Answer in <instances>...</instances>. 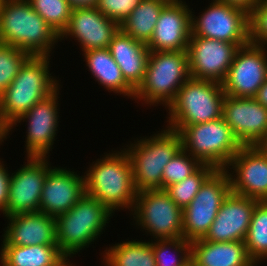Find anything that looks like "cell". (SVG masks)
<instances>
[{"instance_id": "cell-20", "label": "cell", "mask_w": 267, "mask_h": 266, "mask_svg": "<svg viewBox=\"0 0 267 266\" xmlns=\"http://www.w3.org/2000/svg\"><path fill=\"white\" fill-rule=\"evenodd\" d=\"M258 200L230 192L203 238L211 242L245 241Z\"/></svg>"}, {"instance_id": "cell-34", "label": "cell", "mask_w": 267, "mask_h": 266, "mask_svg": "<svg viewBox=\"0 0 267 266\" xmlns=\"http://www.w3.org/2000/svg\"><path fill=\"white\" fill-rule=\"evenodd\" d=\"M30 55L21 49L0 43V95L14 80Z\"/></svg>"}, {"instance_id": "cell-27", "label": "cell", "mask_w": 267, "mask_h": 266, "mask_svg": "<svg viewBox=\"0 0 267 266\" xmlns=\"http://www.w3.org/2000/svg\"><path fill=\"white\" fill-rule=\"evenodd\" d=\"M165 0H142L131 14L119 24L120 30L133 39L147 44L153 34Z\"/></svg>"}, {"instance_id": "cell-21", "label": "cell", "mask_w": 267, "mask_h": 266, "mask_svg": "<svg viewBox=\"0 0 267 266\" xmlns=\"http://www.w3.org/2000/svg\"><path fill=\"white\" fill-rule=\"evenodd\" d=\"M85 194L84 176L77 175L74 170L53 167L44 181L39 211L57 218L68 212Z\"/></svg>"}, {"instance_id": "cell-14", "label": "cell", "mask_w": 267, "mask_h": 266, "mask_svg": "<svg viewBox=\"0 0 267 266\" xmlns=\"http://www.w3.org/2000/svg\"><path fill=\"white\" fill-rule=\"evenodd\" d=\"M27 164L11 173L5 217L37 212L47 172L52 168L46 157H27Z\"/></svg>"}, {"instance_id": "cell-22", "label": "cell", "mask_w": 267, "mask_h": 266, "mask_svg": "<svg viewBox=\"0 0 267 266\" xmlns=\"http://www.w3.org/2000/svg\"><path fill=\"white\" fill-rule=\"evenodd\" d=\"M6 218L9 224L2 246L57 245L55 217L37 211Z\"/></svg>"}, {"instance_id": "cell-13", "label": "cell", "mask_w": 267, "mask_h": 266, "mask_svg": "<svg viewBox=\"0 0 267 266\" xmlns=\"http://www.w3.org/2000/svg\"><path fill=\"white\" fill-rule=\"evenodd\" d=\"M238 48L234 43L191 34L187 49L190 77L222 83Z\"/></svg>"}, {"instance_id": "cell-31", "label": "cell", "mask_w": 267, "mask_h": 266, "mask_svg": "<svg viewBox=\"0 0 267 266\" xmlns=\"http://www.w3.org/2000/svg\"><path fill=\"white\" fill-rule=\"evenodd\" d=\"M214 170L213 166L203 164L195 173L176 184L167 186L164 190L184 210L196 196L202 183Z\"/></svg>"}, {"instance_id": "cell-28", "label": "cell", "mask_w": 267, "mask_h": 266, "mask_svg": "<svg viewBox=\"0 0 267 266\" xmlns=\"http://www.w3.org/2000/svg\"><path fill=\"white\" fill-rule=\"evenodd\" d=\"M152 242L122 241L104 250L106 266H156Z\"/></svg>"}, {"instance_id": "cell-15", "label": "cell", "mask_w": 267, "mask_h": 266, "mask_svg": "<svg viewBox=\"0 0 267 266\" xmlns=\"http://www.w3.org/2000/svg\"><path fill=\"white\" fill-rule=\"evenodd\" d=\"M58 87L53 93L38 101L30 110L20 116L10 127L20 123L22 120L28 122L26 137L27 157H46L52 150V146L57 136L58 129ZM58 110V111H57Z\"/></svg>"}, {"instance_id": "cell-5", "label": "cell", "mask_w": 267, "mask_h": 266, "mask_svg": "<svg viewBox=\"0 0 267 266\" xmlns=\"http://www.w3.org/2000/svg\"><path fill=\"white\" fill-rule=\"evenodd\" d=\"M111 216L112 212L105 205L85 194L68 212L56 218V241L60 251L70 259L89 247Z\"/></svg>"}, {"instance_id": "cell-29", "label": "cell", "mask_w": 267, "mask_h": 266, "mask_svg": "<svg viewBox=\"0 0 267 266\" xmlns=\"http://www.w3.org/2000/svg\"><path fill=\"white\" fill-rule=\"evenodd\" d=\"M245 244L253 262H261L267 258V201L256 204Z\"/></svg>"}, {"instance_id": "cell-37", "label": "cell", "mask_w": 267, "mask_h": 266, "mask_svg": "<svg viewBox=\"0 0 267 266\" xmlns=\"http://www.w3.org/2000/svg\"><path fill=\"white\" fill-rule=\"evenodd\" d=\"M4 166L5 165L0 161V211L3 214L6 212L7 208L11 180V174L8 173V170H6L7 168Z\"/></svg>"}, {"instance_id": "cell-36", "label": "cell", "mask_w": 267, "mask_h": 266, "mask_svg": "<svg viewBox=\"0 0 267 266\" xmlns=\"http://www.w3.org/2000/svg\"><path fill=\"white\" fill-rule=\"evenodd\" d=\"M142 0H98L96 8L111 20L121 24Z\"/></svg>"}, {"instance_id": "cell-7", "label": "cell", "mask_w": 267, "mask_h": 266, "mask_svg": "<svg viewBox=\"0 0 267 266\" xmlns=\"http://www.w3.org/2000/svg\"><path fill=\"white\" fill-rule=\"evenodd\" d=\"M166 128L180 134L182 148L187 153L215 169H226L242 147L223 117L187 127Z\"/></svg>"}, {"instance_id": "cell-9", "label": "cell", "mask_w": 267, "mask_h": 266, "mask_svg": "<svg viewBox=\"0 0 267 266\" xmlns=\"http://www.w3.org/2000/svg\"><path fill=\"white\" fill-rule=\"evenodd\" d=\"M135 223L154 240L183 237V210L164 189L137 192L132 211Z\"/></svg>"}, {"instance_id": "cell-43", "label": "cell", "mask_w": 267, "mask_h": 266, "mask_svg": "<svg viewBox=\"0 0 267 266\" xmlns=\"http://www.w3.org/2000/svg\"><path fill=\"white\" fill-rule=\"evenodd\" d=\"M186 266H194V264L190 261Z\"/></svg>"}, {"instance_id": "cell-3", "label": "cell", "mask_w": 267, "mask_h": 266, "mask_svg": "<svg viewBox=\"0 0 267 266\" xmlns=\"http://www.w3.org/2000/svg\"><path fill=\"white\" fill-rule=\"evenodd\" d=\"M50 56H30L0 95V116L8 128L59 87L49 71Z\"/></svg>"}, {"instance_id": "cell-35", "label": "cell", "mask_w": 267, "mask_h": 266, "mask_svg": "<svg viewBox=\"0 0 267 266\" xmlns=\"http://www.w3.org/2000/svg\"><path fill=\"white\" fill-rule=\"evenodd\" d=\"M250 43L267 45V0H262L249 14Z\"/></svg>"}, {"instance_id": "cell-12", "label": "cell", "mask_w": 267, "mask_h": 266, "mask_svg": "<svg viewBox=\"0 0 267 266\" xmlns=\"http://www.w3.org/2000/svg\"><path fill=\"white\" fill-rule=\"evenodd\" d=\"M267 47L249 43L239 47L223 80L224 93L254 98L267 80Z\"/></svg>"}, {"instance_id": "cell-25", "label": "cell", "mask_w": 267, "mask_h": 266, "mask_svg": "<svg viewBox=\"0 0 267 266\" xmlns=\"http://www.w3.org/2000/svg\"><path fill=\"white\" fill-rule=\"evenodd\" d=\"M1 247V266H73L58 245Z\"/></svg>"}, {"instance_id": "cell-17", "label": "cell", "mask_w": 267, "mask_h": 266, "mask_svg": "<svg viewBox=\"0 0 267 266\" xmlns=\"http://www.w3.org/2000/svg\"><path fill=\"white\" fill-rule=\"evenodd\" d=\"M222 117L242 146H253L267 132V108L254 98L225 94Z\"/></svg>"}, {"instance_id": "cell-2", "label": "cell", "mask_w": 267, "mask_h": 266, "mask_svg": "<svg viewBox=\"0 0 267 266\" xmlns=\"http://www.w3.org/2000/svg\"><path fill=\"white\" fill-rule=\"evenodd\" d=\"M120 151L96 160L84 175L85 193L105 205L113 215L120 208L132 211L137 196L129 156L124 149Z\"/></svg>"}, {"instance_id": "cell-38", "label": "cell", "mask_w": 267, "mask_h": 266, "mask_svg": "<svg viewBox=\"0 0 267 266\" xmlns=\"http://www.w3.org/2000/svg\"><path fill=\"white\" fill-rule=\"evenodd\" d=\"M250 14L262 0H218Z\"/></svg>"}, {"instance_id": "cell-24", "label": "cell", "mask_w": 267, "mask_h": 266, "mask_svg": "<svg viewBox=\"0 0 267 266\" xmlns=\"http://www.w3.org/2000/svg\"><path fill=\"white\" fill-rule=\"evenodd\" d=\"M194 266H257L250 258L245 241L211 242L203 238L191 242Z\"/></svg>"}, {"instance_id": "cell-16", "label": "cell", "mask_w": 267, "mask_h": 266, "mask_svg": "<svg viewBox=\"0 0 267 266\" xmlns=\"http://www.w3.org/2000/svg\"><path fill=\"white\" fill-rule=\"evenodd\" d=\"M226 169L234 170H228L232 193L267 201V156L256 147L242 146Z\"/></svg>"}, {"instance_id": "cell-32", "label": "cell", "mask_w": 267, "mask_h": 266, "mask_svg": "<svg viewBox=\"0 0 267 266\" xmlns=\"http://www.w3.org/2000/svg\"><path fill=\"white\" fill-rule=\"evenodd\" d=\"M32 8L60 36L69 24L73 8L67 0H27Z\"/></svg>"}, {"instance_id": "cell-30", "label": "cell", "mask_w": 267, "mask_h": 266, "mask_svg": "<svg viewBox=\"0 0 267 266\" xmlns=\"http://www.w3.org/2000/svg\"><path fill=\"white\" fill-rule=\"evenodd\" d=\"M169 249H172L176 256L169 255L168 253H171ZM153 254L156 266H186L191 261V242L183 237L155 240Z\"/></svg>"}, {"instance_id": "cell-18", "label": "cell", "mask_w": 267, "mask_h": 266, "mask_svg": "<svg viewBox=\"0 0 267 266\" xmlns=\"http://www.w3.org/2000/svg\"><path fill=\"white\" fill-rule=\"evenodd\" d=\"M191 12L186 2H168L159 15L150 41V51H182L188 49L191 36Z\"/></svg>"}, {"instance_id": "cell-8", "label": "cell", "mask_w": 267, "mask_h": 266, "mask_svg": "<svg viewBox=\"0 0 267 266\" xmlns=\"http://www.w3.org/2000/svg\"><path fill=\"white\" fill-rule=\"evenodd\" d=\"M224 90L221 83L189 78L168 105L166 127H187L222 117Z\"/></svg>"}, {"instance_id": "cell-10", "label": "cell", "mask_w": 267, "mask_h": 266, "mask_svg": "<svg viewBox=\"0 0 267 266\" xmlns=\"http://www.w3.org/2000/svg\"><path fill=\"white\" fill-rule=\"evenodd\" d=\"M231 192L227 169H215L202 183L191 203L183 210V238L190 242L204 238Z\"/></svg>"}, {"instance_id": "cell-40", "label": "cell", "mask_w": 267, "mask_h": 266, "mask_svg": "<svg viewBox=\"0 0 267 266\" xmlns=\"http://www.w3.org/2000/svg\"><path fill=\"white\" fill-rule=\"evenodd\" d=\"M74 8L96 7L98 0H67Z\"/></svg>"}, {"instance_id": "cell-23", "label": "cell", "mask_w": 267, "mask_h": 266, "mask_svg": "<svg viewBox=\"0 0 267 266\" xmlns=\"http://www.w3.org/2000/svg\"><path fill=\"white\" fill-rule=\"evenodd\" d=\"M124 79L136 90L143 82L150 50L145 43L124 34L120 29L108 47Z\"/></svg>"}, {"instance_id": "cell-33", "label": "cell", "mask_w": 267, "mask_h": 266, "mask_svg": "<svg viewBox=\"0 0 267 266\" xmlns=\"http://www.w3.org/2000/svg\"><path fill=\"white\" fill-rule=\"evenodd\" d=\"M202 165L199 160L181 148L163 169L162 189L184 180Z\"/></svg>"}, {"instance_id": "cell-42", "label": "cell", "mask_w": 267, "mask_h": 266, "mask_svg": "<svg viewBox=\"0 0 267 266\" xmlns=\"http://www.w3.org/2000/svg\"><path fill=\"white\" fill-rule=\"evenodd\" d=\"M9 134V128L8 126L2 121V118L0 116V144L7 139L6 137ZM7 135V136H6Z\"/></svg>"}, {"instance_id": "cell-39", "label": "cell", "mask_w": 267, "mask_h": 266, "mask_svg": "<svg viewBox=\"0 0 267 266\" xmlns=\"http://www.w3.org/2000/svg\"><path fill=\"white\" fill-rule=\"evenodd\" d=\"M254 99L261 104L262 106L267 108V80L262 84L259 88L258 92Z\"/></svg>"}, {"instance_id": "cell-26", "label": "cell", "mask_w": 267, "mask_h": 266, "mask_svg": "<svg viewBox=\"0 0 267 266\" xmlns=\"http://www.w3.org/2000/svg\"><path fill=\"white\" fill-rule=\"evenodd\" d=\"M89 71L109 92L134 98L135 89L124 79L121 69L114 61L108 48L87 50L83 53Z\"/></svg>"}, {"instance_id": "cell-11", "label": "cell", "mask_w": 267, "mask_h": 266, "mask_svg": "<svg viewBox=\"0 0 267 266\" xmlns=\"http://www.w3.org/2000/svg\"><path fill=\"white\" fill-rule=\"evenodd\" d=\"M212 1L199 18L191 12V34L234 43L238 47L249 44V14L221 1Z\"/></svg>"}, {"instance_id": "cell-4", "label": "cell", "mask_w": 267, "mask_h": 266, "mask_svg": "<svg viewBox=\"0 0 267 266\" xmlns=\"http://www.w3.org/2000/svg\"><path fill=\"white\" fill-rule=\"evenodd\" d=\"M190 78L188 53L182 51H150L143 82L135 90L134 100L165 109L178 90Z\"/></svg>"}, {"instance_id": "cell-19", "label": "cell", "mask_w": 267, "mask_h": 266, "mask_svg": "<svg viewBox=\"0 0 267 266\" xmlns=\"http://www.w3.org/2000/svg\"><path fill=\"white\" fill-rule=\"evenodd\" d=\"M119 24L102 14L96 7L74 8L69 24L60 35L76 38L82 51L108 48ZM68 36V37H67Z\"/></svg>"}, {"instance_id": "cell-41", "label": "cell", "mask_w": 267, "mask_h": 266, "mask_svg": "<svg viewBox=\"0 0 267 266\" xmlns=\"http://www.w3.org/2000/svg\"><path fill=\"white\" fill-rule=\"evenodd\" d=\"M253 146L267 156V132Z\"/></svg>"}, {"instance_id": "cell-6", "label": "cell", "mask_w": 267, "mask_h": 266, "mask_svg": "<svg viewBox=\"0 0 267 266\" xmlns=\"http://www.w3.org/2000/svg\"><path fill=\"white\" fill-rule=\"evenodd\" d=\"M137 140L124 148L131 162L136 191L162 189L163 169L182 148L180 134L166 128Z\"/></svg>"}, {"instance_id": "cell-1", "label": "cell", "mask_w": 267, "mask_h": 266, "mask_svg": "<svg viewBox=\"0 0 267 266\" xmlns=\"http://www.w3.org/2000/svg\"><path fill=\"white\" fill-rule=\"evenodd\" d=\"M59 39L27 0L0 2V43L21 49L30 56H50Z\"/></svg>"}]
</instances>
